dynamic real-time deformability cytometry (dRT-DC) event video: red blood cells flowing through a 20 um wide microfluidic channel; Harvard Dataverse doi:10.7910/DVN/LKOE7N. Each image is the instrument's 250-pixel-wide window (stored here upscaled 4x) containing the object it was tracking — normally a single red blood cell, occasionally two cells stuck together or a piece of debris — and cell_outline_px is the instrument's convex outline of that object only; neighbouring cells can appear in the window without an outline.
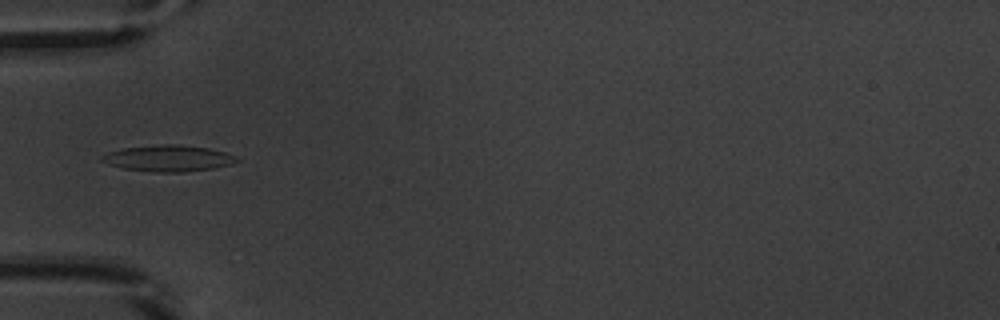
{"species": "common noctule bat (a hibernating species)", "species_latin": "Nyctalus noctula", "temperature_condition": "warm", "stored_images_in_passage": 36, "camera_frame_rate_fps": 3000, "um_per_image_px": 0.085, "animal": {"sex": "male", "body_mass_g": 20.1, "forearm_length_mm": 53.5}, "frame": {"image": 1, "passage_image": 1, "time_ms": 0.0, "image_size_px": [1000, 320], "cell_outline_px": [[240, 160], [232, 164], [212, 168], [184, 172], [156, 172], [124, 168], [108, 164], [100, 160], [100, 156], [108, 152], [124, 148], [164, 144], [180, 144], [208, 148], [224, 152], [236, 156]], "centroid_in_image_um": [14.31, 13.45], "position_along_channel_um": 70.7, "area_um2": 20.52}}
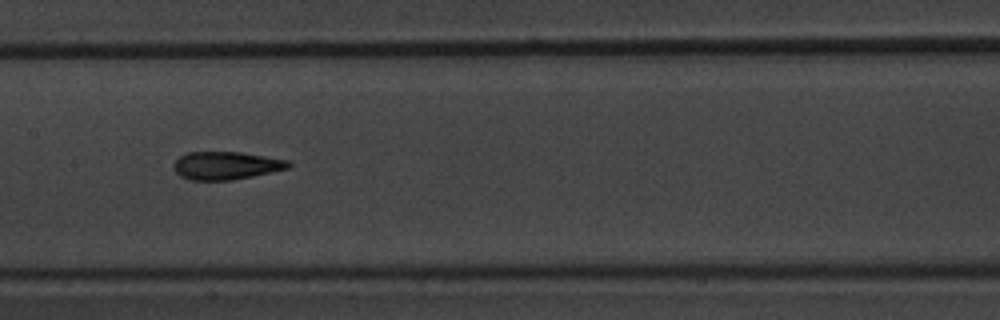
{"frame": {"image": 2, "passage_image": 10, "time_ms": 3.0, "image_size_px": [1000, 320], "cell_outline_px": [[292, 164], [288, 168], [252, 176], [232, 180], [188, 180], [180, 176], [172, 168], [172, 164], [180, 156], [188, 152], [240, 152], [288, 160]], "centroid_in_image_um": [19.17, 14.07], "position_along_channel_um": 188.2, "area_um2": 18.67}}
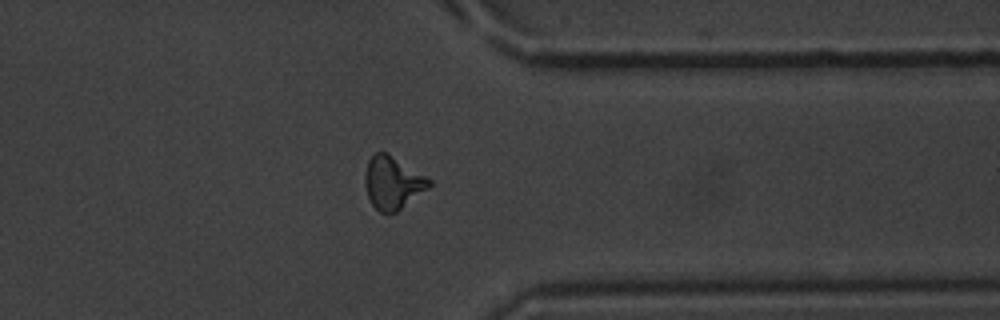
{"frame": {"image": 3, "passage_image": 25, "time_ms": 8.0, "image_size_px": [1000, 320], "cell_outline_px": [[432, 184], [428, 188], [396, 212], [380, 212], [372, 204], [368, 196], [364, 184], [364, 172], [368, 160], [376, 152], [388, 152], [432, 180]], "centroid_in_image_um": [33.36, 15.5], "position_along_channel_um": 378.0, "area_um2": 19.65}, "authors_computed_cell_mechanics": {"area_um2": 18.4093, "velocity_mm_per_s": 3.8839, "shape_relaxation_time_tau1_ms": 4.2925, "shape_relaxation_time_tau2_ms": 2.3315, "deformation_change_tau1": 0.1843, "deformation_change_tau2": 0.0886}}